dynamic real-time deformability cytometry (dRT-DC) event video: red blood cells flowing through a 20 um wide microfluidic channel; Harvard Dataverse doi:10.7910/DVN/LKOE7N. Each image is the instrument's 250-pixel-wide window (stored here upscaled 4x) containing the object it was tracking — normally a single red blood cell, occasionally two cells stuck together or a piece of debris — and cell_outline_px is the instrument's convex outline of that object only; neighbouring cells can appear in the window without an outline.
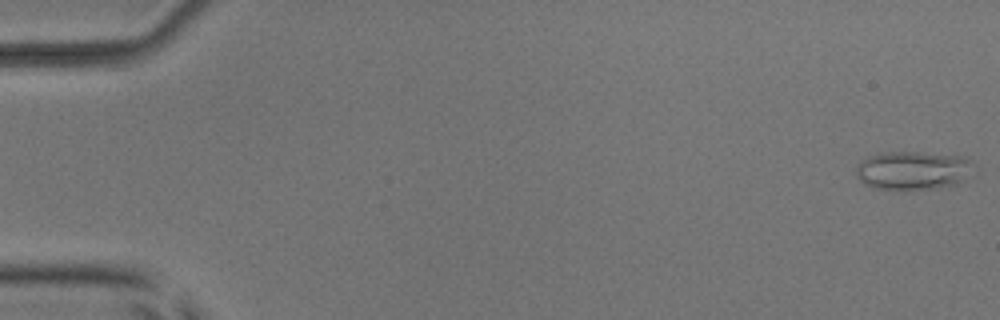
{"species": "common noctule bat (a hibernating species)", "species_latin": "Nyctalus noctula", "temperature_condition": "room temperature", "stored_images_in_passage": 53, "camera_frame_rate_fps": 3000, "um_per_image_px": 0.085, "animal": {"sex": "male", "body_mass_g": 17.9, "forearm_length_mm": 54.2}, "frame": {"image": 1, "passage_image": 1, "time_ms": 0.0, "image_size_px": [1000, 320], "cell_outline_px": [[976, 176], [956, 184], [936, 188], [872, 188], [864, 184], [856, 176], [856, 168], [860, 160], [868, 156], [880, 152], [916, 152], [964, 156], [972, 160]], "centroid_in_image_um": [77.67, 14.46], "position_along_channel_um": 7.3, "area_um2": 26.82}}
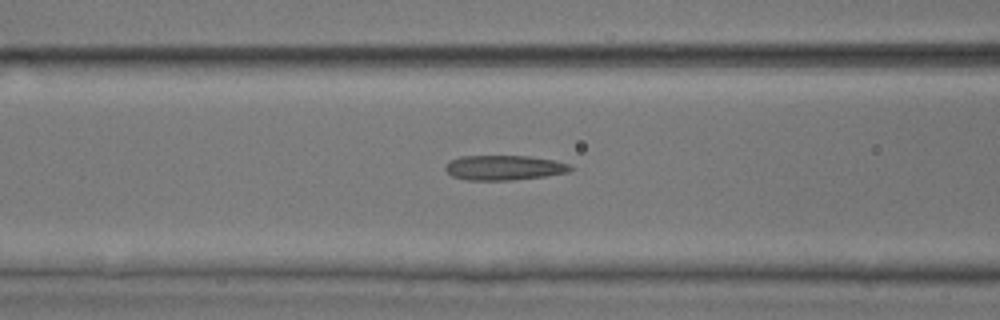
{"frame": {"image": 2, "passage_image": 22, "time_ms": 7.0, "image_size_px": [1000, 320], "cell_outline_px": [[576, 168], [568, 172], [544, 176], [512, 180], [468, 180], [452, 176], [444, 168], [452, 160], [460, 156], [528, 156], [552, 160], [568, 164]], "centroid_in_image_um": [42.86, 14.25], "position_along_channel_um": 123.7, "area_um2": 17.92}}
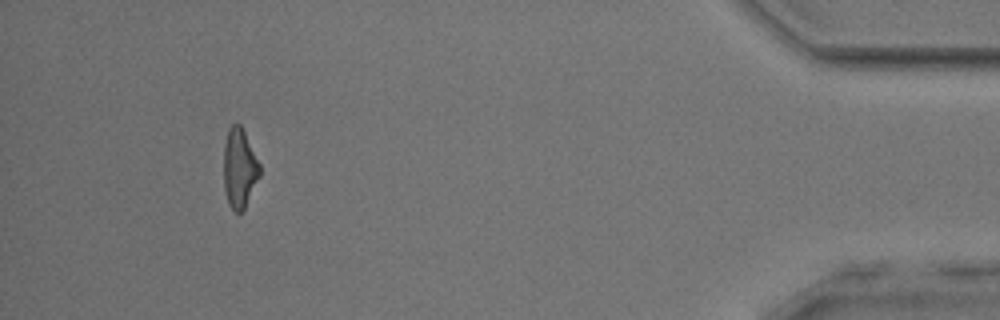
{"frame": {"image": 3, "passage_image": 49, "time_ms": 16.0, "image_size_px": [1000, 320], "cell_outline_px": [[260, 176], [244, 208], [240, 212], [236, 212], [228, 204], [224, 192], [224, 144], [228, 128], [232, 124], [240, 124], [260, 164]], "centroid_in_image_um": [20.34, 14.3], "position_along_channel_um": 414.9, "area_um2": 16.59}, "authors_computed_cell_mechanics": {"area_um2": 17.918, "velocity_mm_per_s": 3.9482, "shape_relaxation_time_tau1_ms": null, "shape_relaxation_time_tau2_ms": 2.1353, "deformation_change_tau1": null, "deformation_change_tau2": 0.1369}}